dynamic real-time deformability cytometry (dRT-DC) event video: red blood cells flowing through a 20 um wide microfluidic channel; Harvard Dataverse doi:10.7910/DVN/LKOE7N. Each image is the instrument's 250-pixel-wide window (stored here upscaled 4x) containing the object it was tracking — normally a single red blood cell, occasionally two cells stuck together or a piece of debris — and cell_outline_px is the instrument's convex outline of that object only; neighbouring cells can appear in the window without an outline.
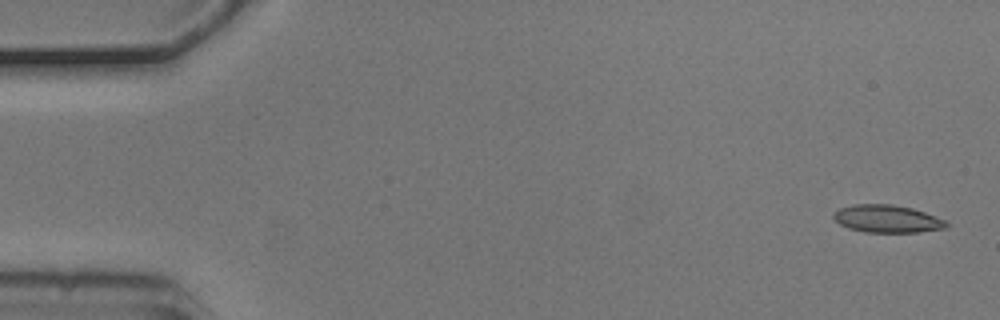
{"species": "common noctule bat (a hibernating species)", "species_latin": "Nyctalus noctula", "temperature_condition": "cold", "stored_images_in_passage": 5, "camera_frame_rate_fps": 3000, "um_per_image_px": 0.085, "animal": {"sex": "male", "body_mass_g": 20.5, "forearm_length_mm": 52.5}, "frame": {"image": 1, "passage_image": 1, "time_ms": 0.0, "image_size_px": [1000, 320], "cell_outline_px": [[948, 224], [944, 228], [916, 232], [864, 232], [848, 228], [840, 224], [832, 216], [832, 212], [840, 208], [852, 204], [892, 204], [912, 208], [948, 220]], "centroid_in_image_um": [75.39, 18.59], "position_along_channel_um": 9.6, "area_um2": 18.21}}
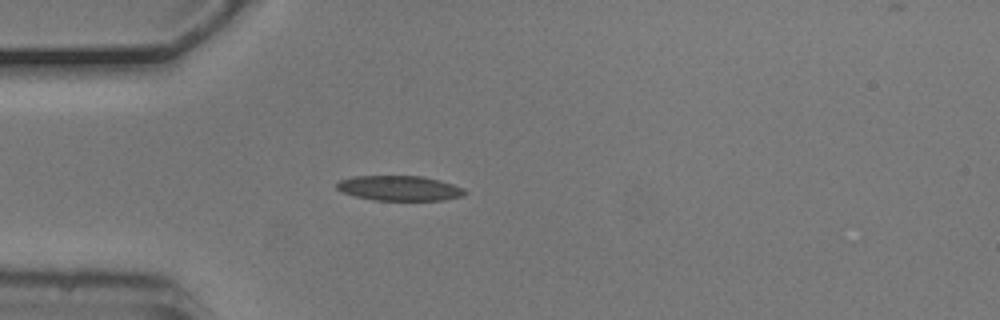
{"frame": {"image": 2, "passage_image": 5, "time_ms": 1.333, "image_size_px": [1000, 320], "cell_outline_px": [[468, 192], [464, 196], [444, 200], [376, 200], [356, 196], [344, 192], [336, 188], [336, 184], [340, 180], [352, 176], [424, 176], [440, 180], [464, 188]], "centroid_in_image_um": [34.0, 15.99], "position_along_channel_um": 51.0, "area_um2": 18.67}}